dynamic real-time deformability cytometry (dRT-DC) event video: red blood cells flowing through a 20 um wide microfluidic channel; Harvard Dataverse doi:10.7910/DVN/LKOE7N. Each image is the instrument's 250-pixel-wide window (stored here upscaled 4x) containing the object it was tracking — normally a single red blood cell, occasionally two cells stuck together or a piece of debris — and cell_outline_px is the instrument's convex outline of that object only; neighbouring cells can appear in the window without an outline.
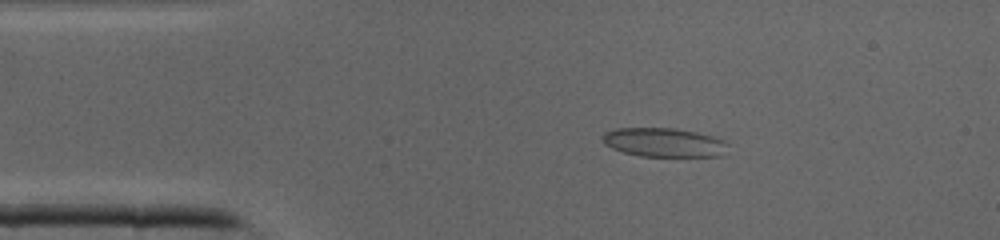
{"species": "common noctule bat (a hibernating species)", "species_latin": "Nyctalus noctula", "temperature_condition": "cold", "stored_images_in_passage": 41, "camera_frame_rate_fps": 3000, "um_per_image_px": 0.085, "animal": {"sex": "male", "body_mass_g": 19.0, "forearm_length_mm": 50.8}, "frame": {"image": 1, "passage_image": 7, "time_ms": 2.0, "image_size_px": [1000, 240], "cell_outline_px": [[728, 144], [720, 156], [640, 156], [624, 152], [612, 148], [604, 144], [604, 132], [616, 128], [676, 128], [696, 132], [712, 136], [724, 140]], "centroid_in_image_um": [56.42, 12.1], "position_along_channel_um": 28.6, "area_um2": 20.98}}
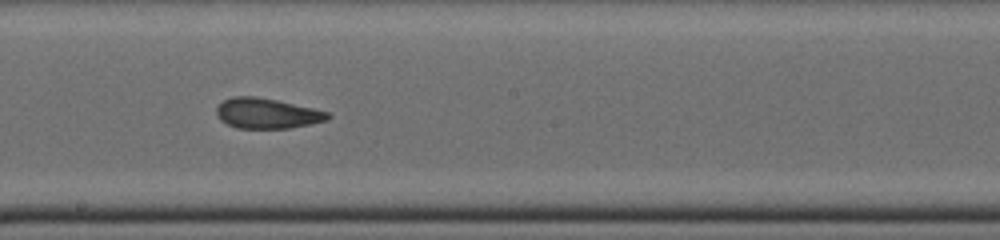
{"frame": {"image": 2, "passage_image": 22, "time_ms": 7.0, "image_size_px": [1000, 240], "cell_outline_px": [[332, 116], [328, 120], [288, 128], [236, 128], [220, 120], [216, 112], [216, 108], [224, 100], [232, 96], [256, 96], [276, 100], [312, 108], [328, 112]], "centroid_in_image_um": [22.67, 9.63], "position_along_channel_um": 225.5, "area_um2": 19.48}}
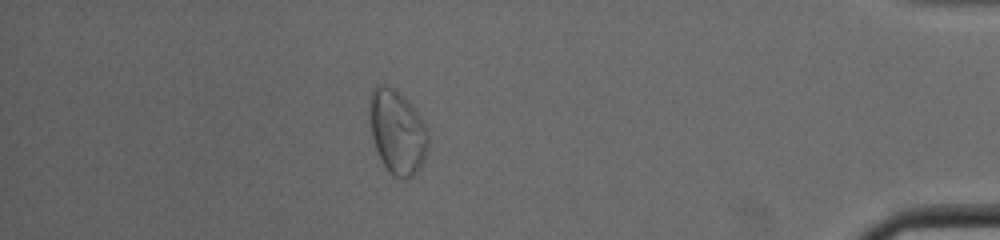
{"frame": {"image": 3, "passage_image": 36, "time_ms": 11.667, "image_size_px": [1000, 240], "cell_outline_px": [[428, 144], [424, 156], [416, 172], [408, 180], [392, 176], [384, 164], [376, 148], [372, 136], [368, 112], [368, 108], [372, 92], [376, 84], [384, 84], [392, 88], [412, 108], [424, 124], [428, 132]], "centroid_in_image_um": [33.73, 11.24], "position_along_channel_um": 401.5, "area_um2": 27.92}}